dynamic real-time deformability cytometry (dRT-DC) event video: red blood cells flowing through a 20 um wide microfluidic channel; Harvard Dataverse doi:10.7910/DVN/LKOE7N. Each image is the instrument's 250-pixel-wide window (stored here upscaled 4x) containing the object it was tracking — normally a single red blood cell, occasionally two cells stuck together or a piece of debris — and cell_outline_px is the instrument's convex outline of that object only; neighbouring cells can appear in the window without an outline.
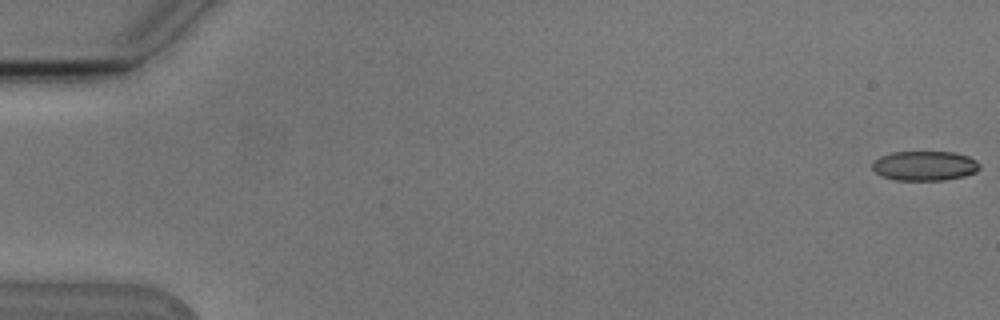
{"species": "Egyptian fruit bat (a non-hibernating species)", "species_latin": "Rousettus aegyptiacus", "temperature_condition": "cold", "stored_images_in_passage": 49, "camera_frame_rate_fps": 3000, "um_per_image_px": 0.085, "animal": {"sex": "male"}, "frame": {"image": 1, "passage_image": 1, "time_ms": 0.0, "image_size_px": [1000, 320], "cell_outline_px": [[980, 168], [976, 172], [964, 176], [944, 180], [896, 180], [880, 176], [872, 168], [872, 164], [880, 156], [892, 152], [952, 152], [968, 156], [976, 160], [980, 164]], "centroid_in_image_um": [78.6, 14.09], "position_along_channel_um": 6.4, "area_um2": 18.55}}
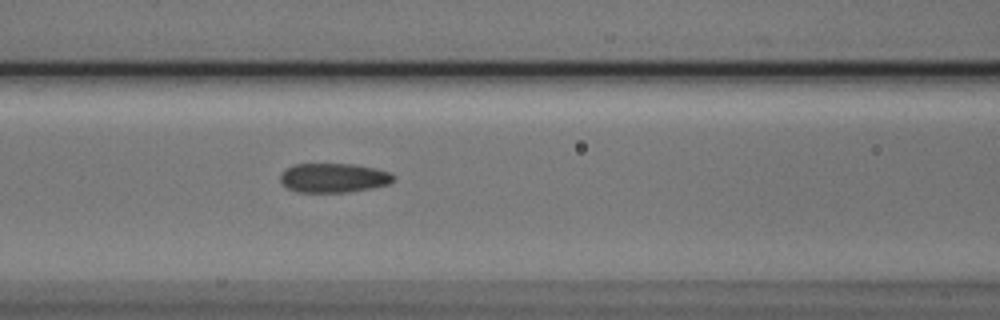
{"frame": {"image": 2, "passage_image": 24, "time_ms": 7.667, "image_size_px": [1000, 320], "cell_outline_px": [[396, 176], [388, 184], [372, 188], [348, 192], [296, 192], [288, 188], [280, 180], [280, 172], [284, 168], [292, 164], [356, 164], [376, 168], [388, 172]], "centroid_in_image_um": [28.32, 15.11], "position_along_channel_um": 138.3, "area_um2": 19.48}}
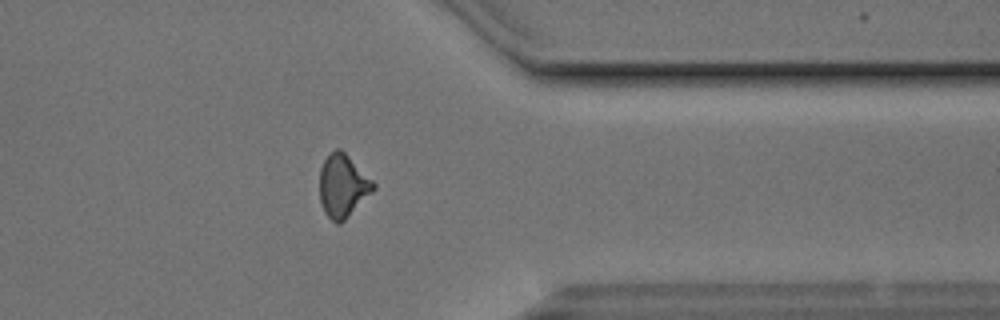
{"frame": {"image": 3, "passage_image": 44, "time_ms": 14.333, "image_size_px": [1000, 320], "cell_outline_px": [[376, 188], [340, 224], [336, 224], [324, 212], [320, 200], [320, 168], [324, 160], [336, 148], [340, 148], [376, 184]], "centroid_in_image_um": [29.13, 15.81], "position_along_channel_um": 382.3, "area_um2": 19.36}, "authors_computed_cell_mechanics": {"area_um2": 19.5364, "velocity_mm_per_s": 3.7924, "shape_relaxation_time_tau1_ms": 6.2224, "shape_relaxation_time_tau2_ms": 2.2771, "deformation_change_tau1": 0.1311, "deformation_change_tau2": 0.0734}}